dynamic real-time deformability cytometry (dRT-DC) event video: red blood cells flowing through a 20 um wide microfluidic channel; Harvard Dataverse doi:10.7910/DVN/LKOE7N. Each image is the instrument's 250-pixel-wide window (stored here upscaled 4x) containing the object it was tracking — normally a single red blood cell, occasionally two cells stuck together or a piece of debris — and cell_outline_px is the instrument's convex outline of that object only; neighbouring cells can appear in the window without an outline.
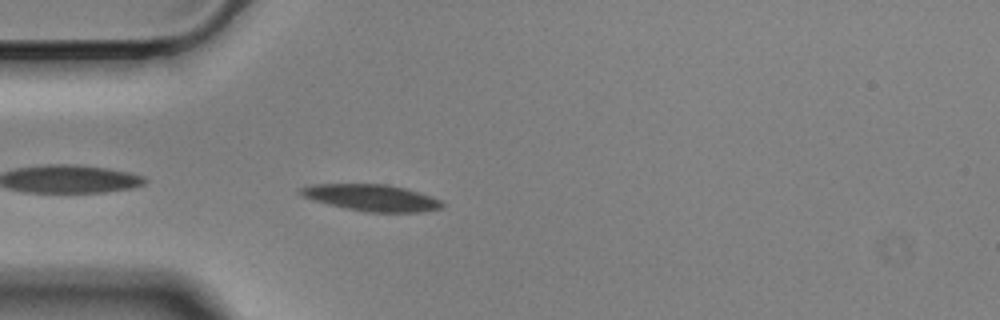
{"species": "Egyptian fruit bat (a non-hibernating species)", "species_latin": "Rousettus aegyptiacus", "temperature_condition": "cold", "stored_images_in_passage": 30, "camera_frame_rate_fps": 3000, "um_per_image_px": 0.085, "animal": {"sex": "male"}, "frame": {"image": 1, "passage_image": 2, "time_ms": 0.333, "image_size_px": [1000, 320], "cell_outline_px": [[444, 204], [440, 208], [424, 212], [364, 212], [328, 204], [312, 200], [300, 196], [296, 192], [300, 188], [312, 184], [388, 184], [404, 188], [440, 200]], "centroid_in_image_um": [31.5, 16.8], "position_along_channel_um": 53.5, "area_um2": 21.91}}
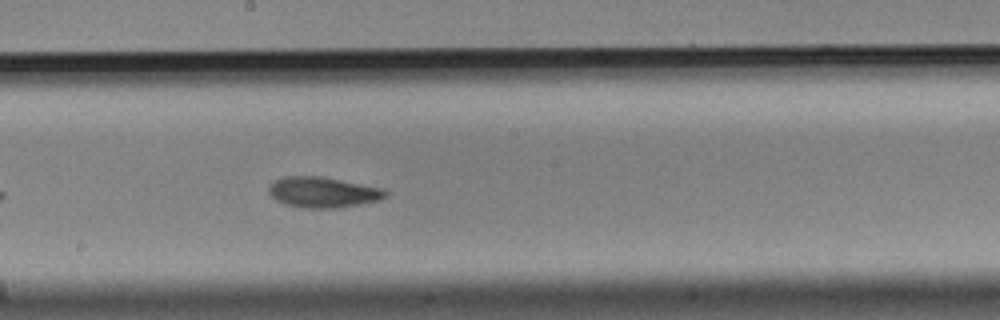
{"frame": {"image": 2, "passage_image": 17, "time_ms": 5.333, "image_size_px": [1000, 320], "cell_outline_px": [[388, 196], [380, 200], [360, 204], [336, 208], [304, 208], [284, 204], [276, 200], [268, 192], [268, 188], [272, 180], [284, 176], [320, 176], [384, 188], [388, 192]], "centroid_in_image_um": [27.44, 16.34], "position_along_channel_um": 220.8, "area_um2": 21.04}}
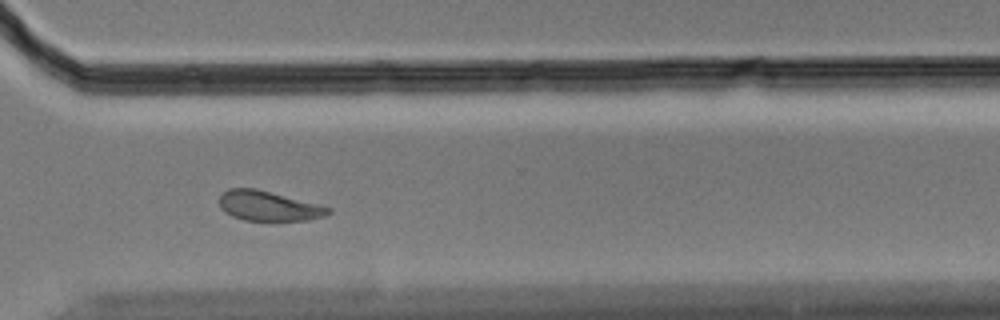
{"frame": {"image": 3, "passage_image": 28, "time_ms": 9.0, "image_size_px": [1000, 320], "cell_outline_px": [[332, 212], [324, 216], [308, 220], [244, 220], [232, 216], [224, 212], [220, 208], [220, 196], [228, 188], [256, 188], [332, 208]], "centroid_in_image_um": [22.81, 17.5], "position_along_channel_um": 347.8, "area_um2": 18.79}, "authors_computed_cell_mechanics": {"area_um2": 20.6057, "velocity_mm_per_s": 3.4675, "shape_relaxation_time_tau1_ms": 6.6016, "shape_relaxation_time_tau2_ms": 2.7815, "deformation_change_tau1": 0.142, "deformation_change_tau2": 0.088}}